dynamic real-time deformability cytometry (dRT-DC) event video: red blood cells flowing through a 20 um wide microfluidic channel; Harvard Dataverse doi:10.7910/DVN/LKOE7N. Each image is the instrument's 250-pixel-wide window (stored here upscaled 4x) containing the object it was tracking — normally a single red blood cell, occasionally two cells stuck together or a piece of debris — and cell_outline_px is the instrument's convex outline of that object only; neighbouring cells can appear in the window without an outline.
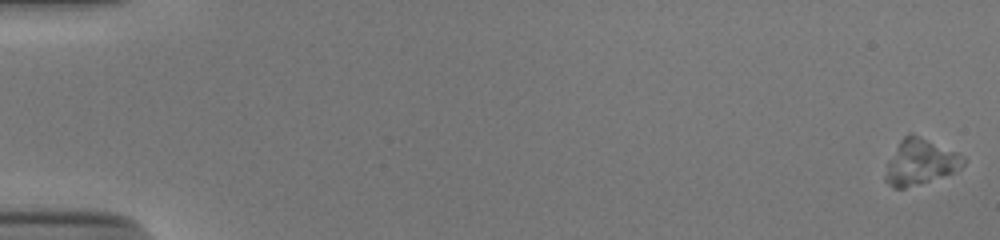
{"species": "human", "species_latin": "Homo sapiens", "temperature_condition": "cold", "stored_images_in_passage": 54, "camera_frame_rate_fps": 3000, "um_per_image_px": 0.085, "donor": {"sex": "male"}, "frame": {"image": 1, "passage_image": 1, "time_ms": 0.0, "image_size_px": [1000, 240], "cell_outline_px": [[964, 164], [960, 168], [952, 172], [904, 188], [892, 188], [884, 180], [884, 176], [888, 160], [900, 140], [908, 132], [956, 152], [964, 156]], "centroid_in_image_um": [78.16, 13.77], "position_along_channel_um": 6.8, "area_um2": 20.11}}
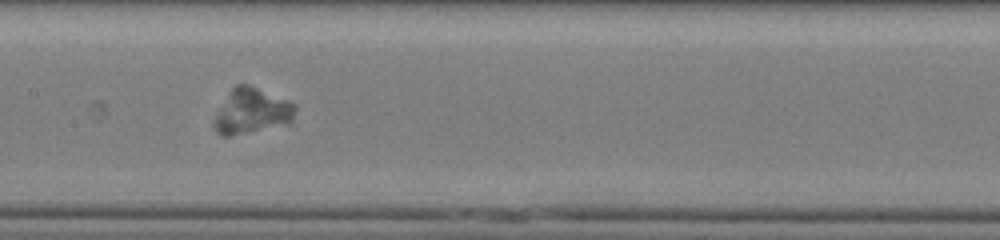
{"frame": {"image": 2, "passage_image": 29, "time_ms": 9.333, "image_size_px": [1000, 240], "cell_outline_px": [[296, 112], [292, 120], [288, 124], [228, 136], [220, 136], [216, 132], [212, 124], [216, 112], [232, 88], [236, 84], [248, 84], [288, 100], [296, 104]], "centroid_in_image_um": [21.39, 9.45], "position_along_channel_um": 186.0, "area_um2": 21.44}}
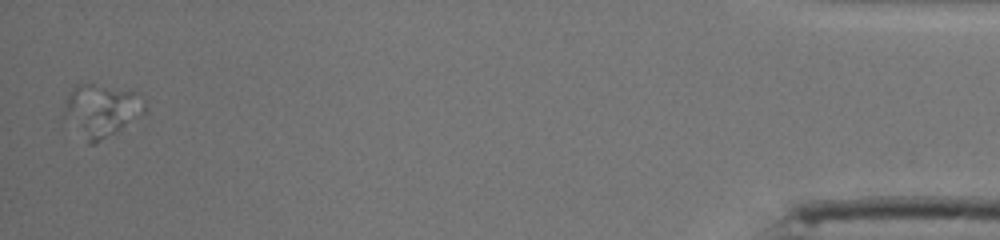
{"frame": {"image": 3, "passage_image": 54, "time_ms": 17.667, "image_size_px": [1000, 240], "cell_outline_px": [[136, 96], [124, 124], [116, 132], [96, 144], [88, 144], [64, 116], [64, 112], [68, 92], [80, 80], [136, 92]], "centroid_in_image_um": [8.29, 9.34], "position_along_channel_um": 426.9, "area_um2": 22.54}}